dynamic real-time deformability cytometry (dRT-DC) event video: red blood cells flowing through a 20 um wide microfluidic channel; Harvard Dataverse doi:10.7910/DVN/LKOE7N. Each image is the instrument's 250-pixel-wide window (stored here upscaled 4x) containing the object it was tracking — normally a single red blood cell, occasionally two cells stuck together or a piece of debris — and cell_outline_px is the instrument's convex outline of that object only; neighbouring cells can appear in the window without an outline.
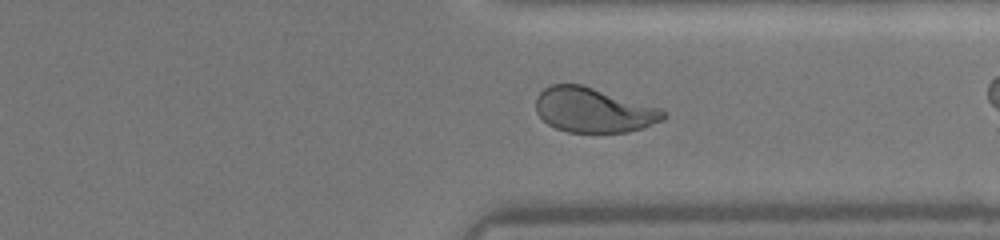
{"species": "human", "species_latin": "Homo sapiens", "temperature_condition": "warm", "stored_images_in_passage": 22, "camera_frame_rate_fps": 3000, "um_per_image_px": 0.085, "donor": {"sex": "female"}, "frame": {"image": 1, "passage_image": 19, "time_ms": 6.0, "image_size_px": [1000, 240], "cell_outline_px": [[668, 116], [664, 120], [644, 128], [628, 132], [568, 132], [556, 128], [548, 124], [536, 112], [536, 96], [544, 88], [552, 84], [584, 84], [660, 108], [668, 112]], "centroid_in_image_um": [50.48, 9.35], "position_along_channel_um": 360.9, "area_um2": 33.58}}